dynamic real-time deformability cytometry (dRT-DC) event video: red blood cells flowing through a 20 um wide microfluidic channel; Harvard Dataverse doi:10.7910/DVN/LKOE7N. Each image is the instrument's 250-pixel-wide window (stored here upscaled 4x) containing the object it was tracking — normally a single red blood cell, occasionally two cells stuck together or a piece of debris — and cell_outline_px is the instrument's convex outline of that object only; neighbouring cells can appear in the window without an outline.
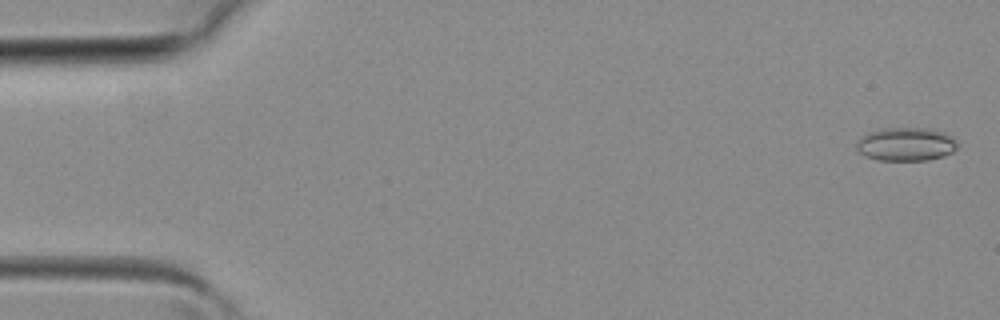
{"species": "common noctule bat (a hibernating species)", "species_latin": "Nyctalus noctula", "temperature_condition": "room temperature", "stored_images_in_passage": 39, "camera_frame_rate_fps": 3000, "um_per_image_px": 0.085, "animal": {"sex": "female", "body_mass_g": 19.3, "forearm_length_mm": 54.1}, "frame": {"image": 1, "passage_image": 1, "time_ms": 0.0, "image_size_px": [1000, 320], "cell_outline_px": [[956, 148], [952, 152], [944, 156], [928, 160], [880, 160], [864, 156], [856, 148], [856, 144], [860, 136], [868, 132], [880, 128], [932, 128], [944, 132], [952, 136], [956, 144]], "centroid_in_image_um": [76.98, 12.24], "position_along_channel_um": 8.0, "area_um2": 19.83}}
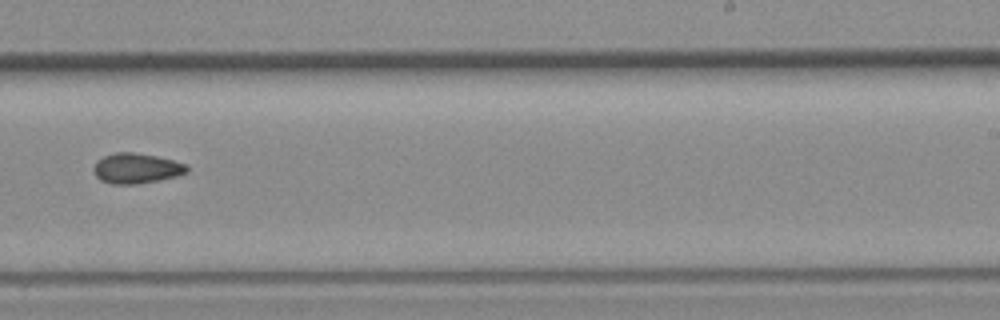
{"frame": {"image": 2, "passage_image": 24, "time_ms": 7.667, "image_size_px": [1000, 320], "cell_outline_px": [[188, 172], [176, 176], [160, 180], [136, 184], [112, 184], [100, 180], [92, 172], [92, 168], [96, 160], [104, 156], [116, 152], [132, 152], [156, 156], [172, 160], [184, 164], [188, 168]], "centroid_in_image_um": [11.54, 14.31], "position_along_channel_um": 277.5, "area_um2": 16.47}}
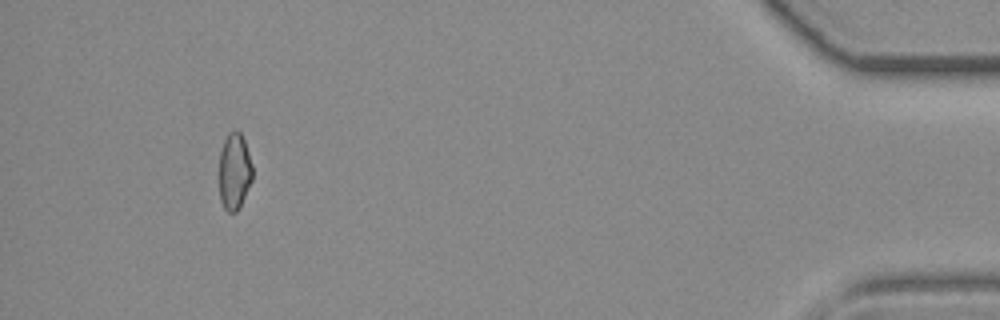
{"frame": {"image": 3, "passage_image": 36, "time_ms": 11.667, "image_size_px": [1000, 320], "cell_outline_px": [[252, 180], [240, 208], [236, 212], [228, 212], [224, 208], [220, 200], [220, 152], [224, 140], [228, 132], [236, 128], [240, 132], [244, 140], [252, 164]], "centroid_in_image_um": [19.93, 14.56], "position_along_channel_um": 415.3, "area_um2": 14.97}}